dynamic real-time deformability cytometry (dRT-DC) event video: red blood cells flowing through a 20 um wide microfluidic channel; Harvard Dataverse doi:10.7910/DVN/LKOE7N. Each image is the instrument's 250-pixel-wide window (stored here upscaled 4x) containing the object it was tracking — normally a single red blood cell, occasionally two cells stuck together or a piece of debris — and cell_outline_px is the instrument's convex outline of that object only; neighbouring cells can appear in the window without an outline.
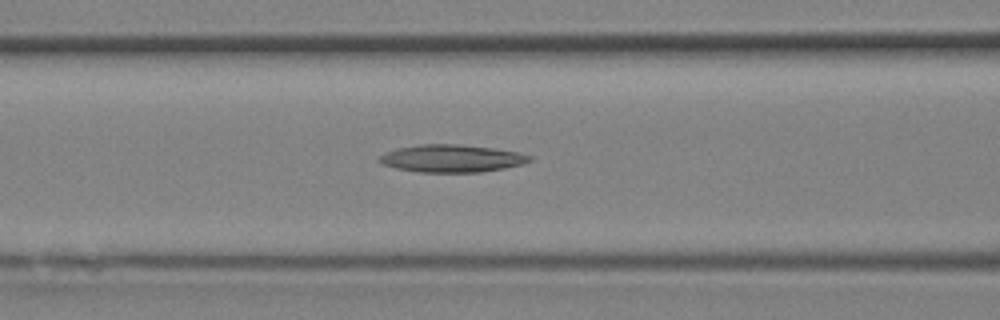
{"species": "Egyptian fruit bat (a non-hibernating species)", "species_latin": "Rousettus aegyptiacus", "temperature_condition": "room temperature", "stored_images_in_passage": 15, "camera_frame_rate_fps": 3000, "um_per_image_px": 0.085, "animal": {"sex": "female"}, "frame": {"image": 1, "passage_image": 11, "time_ms": 3.333, "image_size_px": [1000, 320], "cell_outline_px": [[532, 160], [524, 164], [504, 168], [480, 172], [420, 172], [396, 168], [384, 164], [376, 160], [384, 152], [396, 148], [420, 144], [456, 144], [492, 148], [520, 152], [532, 156]], "centroid_in_image_um": [38.4, 13.46], "position_along_channel_um": 128.2, "area_um2": 24.16}}
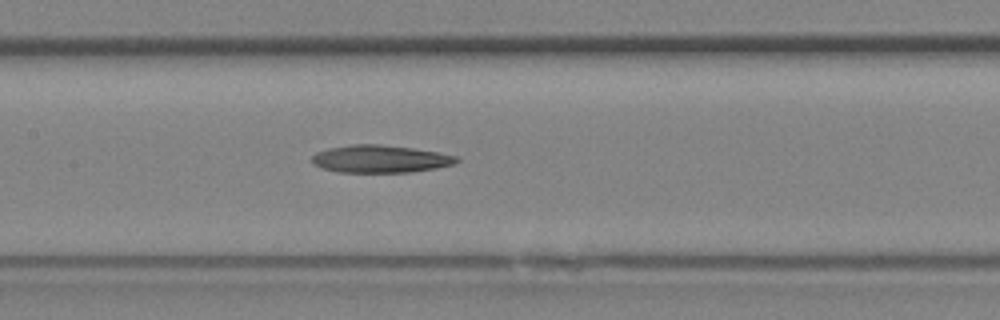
{"frame": {"image": 2, "passage_image": 13, "time_ms": 4.0, "image_size_px": [1000, 320], "cell_outline_px": [[460, 160], [452, 164], [436, 168], [412, 172], [340, 172], [324, 168], [312, 164], [312, 156], [316, 152], [328, 148], [352, 144], [380, 144], [412, 148], [460, 156]], "centroid_in_image_um": [32.32, 13.5], "position_along_channel_um": 175.1, "area_um2": 23.18}}
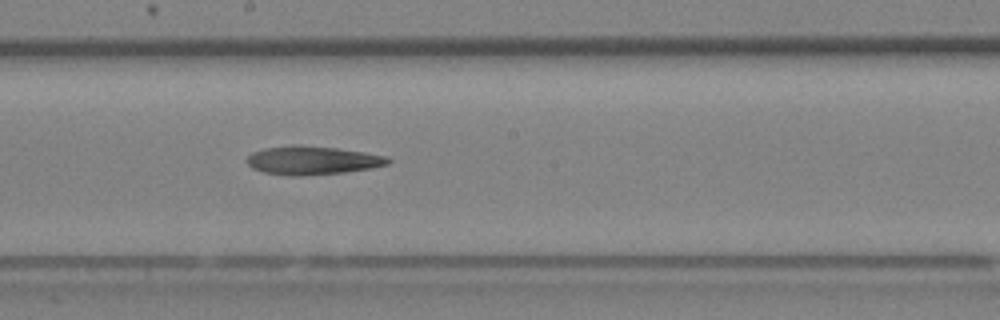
{"frame": {"image": 3, "passage_image": 15, "time_ms": 4.667, "image_size_px": [1000, 320], "cell_outline_px": [[392, 160], [388, 164], [372, 168], [344, 172], [296, 176], [264, 172], [252, 168], [248, 164], [248, 156], [252, 152], [264, 148], [292, 144], [300, 144], [336, 148], [364, 152], [388, 156]], "centroid_in_image_um": [26.57, 13.61], "position_along_channel_um": 221.6, "area_um2": 23.47}}